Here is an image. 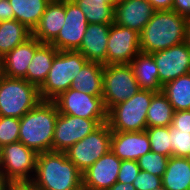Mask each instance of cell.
I'll list each match as a JSON object with an SVG mask.
<instances>
[{
	"label": "cell",
	"instance_id": "1",
	"mask_svg": "<svg viewBox=\"0 0 190 190\" xmlns=\"http://www.w3.org/2000/svg\"><path fill=\"white\" fill-rule=\"evenodd\" d=\"M38 190H82V172L64 152L39 153L32 180Z\"/></svg>",
	"mask_w": 190,
	"mask_h": 190
},
{
	"label": "cell",
	"instance_id": "2",
	"mask_svg": "<svg viewBox=\"0 0 190 190\" xmlns=\"http://www.w3.org/2000/svg\"><path fill=\"white\" fill-rule=\"evenodd\" d=\"M187 17L174 10L155 11L140 33V52L152 54L185 42Z\"/></svg>",
	"mask_w": 190,
	"mask_h": 190
},
{
	"label": "cell",
	"instance_id": "3",
	"mask_svg": "<svg viewBox=\"0 0 190 190\" xmlns=\"http://www.w3.org/2000/svg\"><path fill=\"white\" fill-rule=\"evenodd\" d=\"M58 114L54 101L41 100L20 118L19 141L37 154L52 151Z\"/></svg>",
	"mask_w": 190,
	"mask_h": 190
},
{
	"label": "cell",
	"instance_id": "4",
	"mask_svg": "<svg viewBox=\"0 0 190 190\" xmlns=\"http://www.w3.org/2000/svg\"><path fill=\"white\" fill-rule=\"evenodd\" d=\"M156 92L140 89L135 95L107 111V124L111 131H145L147 110Z\"/></svg>",
	"mask_w": 190,
	"mask_h": 190
},
{
	"label": "cell",
	"instance_id": "5",
	"mask_svg": "<svg viewBox=\"0 0 190 190\" xmlns=\"http://www.w3.org/2000/svg\"><path fill=\"white\" fill-rule=\"evenodd\" d=\"M87 62L78 51H58L45 82L39 88L41 99L53 101L62 92L67 91Z\"/></svg>",
	"mask_w": 190,
	"mask_h": 190
},
{
	"label": "cell",
	"instance_id": "6",
	"mask_svg": "<svg viewBox=\"0 0 190 190\" xmlns=\"http://www.w3.org/2000/svg\"><path fill=\"white\" fill-rule=\"evenodd\" d=\"M39 88L24 78L0 76V116L22 118L40 101Z\"/></svg>",
	"mask_w": 190,
	"mask_h": 190
},
{
	"label": "cell",
	"instance_id": "7",
	"mask_svg": "<svg viewBox=\"0 0 190 190\" xmlns=\"http://www.w3.org/2000/svg\"><path fill=\"white\" fill-rule=\"evenodd\" d=\"M139 90L130 64L104 65L102 98L107 111Z\"/></svg>",
	"mask_w": 190,
	"mask_h": 190
},
{
	"label": "cell",
	"instance_id": "8",
	"mask_svg": "<svg viewBox=\"0 0 190 190\" xmlns=\"http://www.w3.org/2000/svg\"><path fill=\"white\" fill-rule=\"evenodd\" d=\"M111 135L110 126L105 122L64 153L83 173L110 150Z\"/></svg>",
	"mask_w": 190,
	"mask_h": 190
},
{
	"label": "cell",
	"instance_id": "9",
	"mask_svg": "<svg viewBox=\"0 0 190 190\" xmlns=\"http://www.w3.org/2000/svg\"><path fill=\"white\" fill-rule=\"evenodd\" d=\"M37 153L20 141L0 148V171L4 181L33 180Z\"/></svg>",
	"mask_w": 190,
	"mask_h": 190
},
{
	"label": "cell",
	"instance_id": "10",
	"mask_svg": "<svg viewBox=\"0 0 190 190\" xmlns=\"http://www.w3.org/2000/svg\"><path fill=\"white\" fill-rule=\"evenodd\" d=\"M60 114L86 119H103L107 122V110L102 96H92L69 88L53 100Z\"/></svg>",
	"mask_w": 190,
	"mask_h": 190
},
{
	"label": "cell",
	"instance_id": "11",
	"mask_svg": "<svg viewBox=\"0 0 190 190\" xmlns=\"http://www.w3.org/2000/svg\"><path fill=\"white\" fill-rule=\"evenodd\" d=\"M103 123H105L103 119H86L59 113L55 124L52 151L65 152Z\"/></svg>",
	"mask_w": 190,
	"mask_h": 190
},
{
	"label": "cell",
	"instance_id": "12",
	"mask_svg": "<svg viewBox=\"0 0 190 190\" xmlns=\"http://www.w3.org/2000/svg\"><path fill=\"white\" fill-rule=\"evenodd\" d=\"M139 52L140 33L112 23L108 35L106 65L130 64Z\"/></svg>",
	"mask_w": 190,
	"mask_h": 190
},
{
	"label": "cell",
	"instance_id": "13",
	"mask_svg": "<svg viewBox=\"0 0 190 190\" xmlns=\"http://www.w3.org/2000/svg\"><path fill=\"white\" fill-rule=\"evenodd\" d=\"M88 24L77 3L74 0H65V23L50 44L58 51H76L82 43Z\"/></svg>",
	"mask_w": 190,
	"mask_h": 190
},
{
	"label": "cell",
	"instance_id": "14",
	"mask_svg": "<svg viewBox=\"0 0 190 190\" xmlns=\"http://www.w3.org/2000/svg\"><path fill=\"white\" fill-rule=\"evenodd\" d=\"M158 67L159 82L165 83L190 73V47L185 42L151 54Z\"/></svg>",
	"mask_w": 190,
	"mask_h": 190
},
{
	"label": "cell",
	"instance_id": "15",
	"mask_svg": "<svg viewBox=\"0 0 190 190\" xmlns=\"http://www.w3.org/2000/svg\"><path fill=\"white\" fill-rule=\"evenodd\" d=\"M121 161L110 149L82 173L83 188L108 190L117 182Z\"/></svg>",
	"mask_w": 190,
	"mask_h": 190
},
{
	"label": "cell",
	"instance_id": "16",
	"mask_svg": "<svg viewBox=\"0 0 190 190\" xmlns=\"http://www.w3.org/2000/svg\"><path fill=\"white\" fill-rule=\"evenodd\" d=\"M155 11L148 0H121L114 7V23L141 33Z\"/></svg>",
	"mask_w": 190,
	"mask_h": 190
},
{
	"label": "cell",
	"instance_id": "17",
	"mask_svg": "<svg viewBox=\"0 0 190 190\" xmlns=\"http://www.w3.org/2000/svg\"><path fill=\"white\" fill-rule=\"evenodd\" d=\"M110 149L120 160L137 161L151 146L146 131H112Z\"/></svg>",
	"mask_w": 190,
	"mask_h": 190
},
{
	"label": "cell",
	"instance_id": "18",
	"mask_svg": "<svg viewBox=\"0 0 190 190\" xmlns=\"http://www.w3.org/2000/svg\"><path fill=\"white\" fill-rule=\"evenodd\" d=\"M41 44L32 36L24 43L17 45L1 58V74L10 78H25L35 50Z\"/></svg>",
	"mask_w": 190,
	"mask_h": 190
},
{
	"label": "cell",
	"instance_id": "19",
	"mask_svg": "<svg viewBox=\"0 0 190 190\" xmlns=\"http://www.w3.org/2000/svg\"><path fill=\"white\" fill-rule=\"evenodd\" d=\"M111 24H88L80 47V52L88 61L106 65L107 43Z\"/></svg>",
	"mask_w": 190,
	"mask_h": 190
},
{
	"label": "cell",
	"instance_id": "20",
	"mask_svg": "<svg viewBox=\"0 0 190 190\" xmlns=\"http://www.w3.org/2000/svg\"><path fill=\"white\" fill-rule=\"evenodd\" d=\"M65 23V0H51L32 36L40 43L50 44Z\"/></svg>",
	"mask_w": 190,
	"mask_h": 190
},
{
	"label": "cell",
	"instance_id": "21",
	"mask_svg": "<svg viewBox=\"0 0 190 190\" xmlns=\"http://www.w3.org/2000/svg\"><path fill=\"white\" fill-rule=\"evenodd\" d=\"M130 66L140 89L161 92L158 67L151 54L139 52L131 61Z\"/></svg>",
	"mask_w": 190,
	"mask_h": 190
},
{
	"label": "cell",
	"instance_id": "22",
	"mask_svg": "<svg viewBox=\"0 0 190 190\" xmlns=\"http://www.w3.org/2000/svg\"><path fill=\"white\" fill-rule=\"evenodd\" d=\"M58 50L51 44L42 43L36 50L27 74L24 78L27 82L40 88L45 82L52 62Z\"/></svg>",
	"mask_w": 190,
	"mask_h": 190
},
{
	"label": "cell",
	"instance_id": "23",
	"mask_svg": "<svg viewBox=\"0 0 190 190\" xmlns=\"http://www.w3.org/2000/svg\"><path fill=\"white\" fill-rule=\"evenodd\" d=\"M104 65L88 61L73 80L70 88L92 96H102Z\"/></svg>",
	"mask_w": 190,
	"mask_h": 190
},
{
	"label": "cell",
	"instance_id": "24",
	"mask_svg": "<svg viewBox=\"0 0 190 190\" xmlns=\"http://www.w3.org/2000/svg\"><path fill=\"white\" fill-rule=\"evenodd\" d=\"M162 185L167 190L190 189V162L188 158L173 155L169 157L162 177Z\"/></svg>",
	"mask_w": 190,
	"mask_h": 190
},
{
	"label": "cell",
	"instance_id": "25",
	"mask_svg": "<svg viewBox=\"0 0 190 190\" xmlns=\"http://www.w3.org/2000/svg\"><path fill=\"white\" fill-rule=\"evenodd\" d=\"M32 37V31L17 20L0 22V59Z\"/></svg>",
	"mask_w": 190,
	"mask_h": 190
},
{
	"label": "cell",
	"instance_id": "26",
	"mask_svg": "<svg viewBox=\"0 0 190 190\" xmlns=\"http://www.w3.org/2000/svg\"><path fill=\"white\" fill-rule=\"evenodd\" d=\"M51 0H9L15 20L26 25L31 31L38 25Z\"/></svg>",
	"mask_w": 190,
	"mask_h": 190
},
{
	"label": "cell",
	"instance_id": "27",
	"mask_svg": "<svg viewBox=\"0 0 190 190\" xmlns=\"http://www.w3.org/2000/svg\"><path fill=\"white\" fill-rule=\"evenodd\" d=\"M161 92L168 98L174 112L190 110V73L165 83Z\"/></svg>",
	"mask_w": 190,
	"mask_h": 190
},
{
	"label": "cell",
	"instance_id": "28",
	"mask_svg": "<svg viewBox=\"0 0 190 190\" xmlns=\"http://www.w3.org/2000/svg\"><path fill=\"white\" fill-rule=\"evenodd\" d=\"M174 110L162 92H156L147 110V127L171 126Z\"/></svg>",
	"mask_w": 190,
	"mask_h": 190
},
{
	"label": "cell",
	"instance_id": "29",
	"mask_svg": "<svg viewBox=\"0 0 190 190\" xmlns=\"http://www.w3.org/2000/svg\"><path fill=\"white\" fill-rule=\"evenodd\" d=\"M86 16L89 24L114 23V7L106 3H97L92 0H74Z\"/></svg>",
	"mask_w": 190,
	"mask_h": 190
},
{
	"label": "cell",
	"instance_id": "30",
	"mask_svg": "<svg viewBox=\"0 0 190 190\" xmlns=\"http://www.w3.org/2000/svg\"><path fill=\"white\" fill-rule=\"evenodd\" d=\"M145 131L149 138L151 152L167 157L172 156L171 126L147 127Z\"/></svg>",
	"mask_w": 190,
	"mask_h": 190
},
{
	"label": "cell",
	"instance_id": "31",
	"mask_svg": "<svg viewBox=\"0 0 190 190\" xmlns=\"http://www.w3.org/2000/svg\"><path fill=\"white\" fill-rule=\"evenodd\" d=\"M168 160L169 157L150 151L141 156L137 162L141 170L162 178L165 173Z\"/></svg>",
	"mask_w": 190,
	"mask_h": 190
},
{
	"label": "cell",
	"instance_id": "32",
	"mask_svg": "<svg viewBox=\"0 0 190 190\" xmlns=\"http://www.w3.org/2000/svg\"><path fill=\"white\" fill-rule=\"evenodd\" d=\"M20 118L0 116V148L19 141Z\"/></svg>",
	"mask_w": 190,
	"mask_h": 190
},
{
	"label": "cell",
	"instance_id": "33",
	"mask_svg": "<svg viewBox=\"0 0 190 190\" xmlns=\"http://www.w3.org/2000/svg\"><path fill=\"white\" fill-rule=\"evenodd\" d=\"M171 146L173 156L187 158L190 154V132L171 126Z\"/></svg>",
	"mask_w": 190,
	"mask_h": 190
},
{
	"label": "cell",
	"instance_id": "34",
	"mask_svg": "<svg viewBox=\"0 0 190 190\" xmlns=\"http://www.w3.org/2000/svg\"><path fill=\"white\" fill-rule=\"evenodd\" d=\"M138 162L135 160H122L117 181L132 184L140 173Z\"/></svg>",
	"mask_w": 190,
	"mask_h": 190
},
{
	"label": "cell",
	"instance_id": "35",
	"mask_svg": "<svg viewBox=\"0 0 190 190\" xmlns=\"http://www.w3.org/2000/svg\"><path fill=\"white\" fill-rule=\"evenodd\" d=\"M132 184L135 186L136 190H153L162 185V178L144 170H140V173Z\"/></svg>",
	"mask_w": 190,
	"mask_h": 190
},
{
	"label": "cell",
	"instance_id": "36",
	"mask_svg": "<svg viewBox=\"0 0 190 190\" xmlns=\"http://www.w3.org/2000/svg\"><path fill=\"white\" fill-rule=\"evenodd\" d=\"M171 126L174 129L190 132V110L174 112Z\"/></svg>",
	"mask_w": 190,
	"mask_h": 190
},
{
	"label": "cell",
	"instance_id": "37",
	"mask_svg": "<svg viewBox=\"0 0 190 190\" xmlns=\"http://www.w3.org/2000/svg\"><path fill=\"white\" fill-rule=\"evenodd\" d=\"M3 190H38L32 180L5 181Z\"/></svg>",
	"mask_w": 190,
	"mask_h": 190
},
{
	"label": "cell",
	"instance_id": "38",
	"mask_svg": "<svg viewBox=\"0 0 190 190\" xmlns=\"http://www.w3.org/2000/svg\"><path fill=\"white\" fill-rule=\"evenodd\" d=\"M9 0H0V22L15 19Z\"/></svg>",
	"mask_w": 190,
	"mask_h": 190
},
{
	"label": "cell",
	"instance_id": "39",
	"mask_svg": "<svg viewBox=\"0 0 190 190\" xmlns=\"http://www.w3.org/2000/svg\"><path fill=\"white\" fill-rule=\"evenodd\" d=\"M172 10L177 14L190 17V0H174Z\"/></svg>",
	"mask_w": 190,
	"mask_h": 190
},
{
	"label": "cell",
	"instance_id": "40",
	"mask_svg": "<svg viewBox=\"0 0 190 190\" xmlns=\"http://www.w3.org/2000/svg\"><path fill=\"white\" fill-rule=\"evenodd\" d=\"M156 11L172 10L174 0H148Z\"/></svg>",
	"mask_w": 190,
	"mask_h": 190
},
{
	"label": "cell",
	"instance_id": "41",
	"mask_svg": "<svg viewBox=\"0 0 190 190\" xmlns=\"http://www.w3.org/2000/svg\"><path fill=\"white\" fill-rule=\"evenodd\" d=\"M108 190H136L133 184L116 182Z\"/></svg>",
	"mask_w": 190,
	"mask_h": 190
},
{
	"label": "cell",
	"instance_id": "42",
	"mask_svg": "<svg viewBox=\"0 0 190 190\" xmlns=\"http://www.w3.org/2000/svg\"><path fill=\"white\" fill-rule=\"evenodd\" d=\"M185 43L190 47V17L187 18Z\"/></svg>",
	"mask_w": 190,
	"mask_h": 190
},
{
	"label": "cell",
	"instance_id": "43",
	"mask_svg": "<svg viewBox=\"0 0 190 190\" xmlns=\"http://www.w3.org/2000/svg\"><path fill=\"white\" fill-rule=\"evenodd\" d=\"M93 2H97V3H106V4H110L113 7L116 6L117 1L116 0H92Z\"/></svg>",
	"mask_w": 190,
	"mask_h": 190
},
{
	"label": "cell",
	"instance_id": "44",
	"mask_svg": "<svg viewBox=\"0 0 190 190\" xmlns=\"http://www.w3.org/2000/svg\"><path fill=\"white\" fill-rule=\"evenodd\" d=\"M4 180H3V177L1 175V171H0V190H3V185H4Z\"/></svg>",
	"mask_w": 190,
	"mask_h": 190
},
{
	"label": "cell",
	"instance_id": "45",
	"mask_svg": "<svg viewBox=\"0 0 190 190\" xmlns=\"http://www.w3.org/2000/svg\"><path fill=\"white\" fill-rule=\"evenodd\" d=\"M153 190H167V189L163 185H161Z\"/></svg>",
	"mask_w": 190,
	"mask_h": 190
},
{
	"label": "cell",
	"instance_id": "46",
	"mask_svg": "<svg viewBox=\"0 0 190 190\" xmlns=\"http://www.w3.org/2000/svg\"><path fill=\"white\" fill-rule=\"evenodd\" d=\"M82 190H95V189L83 188Z\"/></svg>",
	"mask_w": 190,
	"mask_h": 190
},
{
	"label": "cell",
	"instance_id": "47",
	"mask_svg": "<svg viewBox=\"0 0 190 190\" xmlns=\"http://www.w3.org/2000/svg\"><path fill=\"white\" fill-rule=\"evenodd\" d=\"M0 76H1V59H0Z\"/></svg>",
	"mask_w": 190,
	"mask_h": 190
}]
</instances>
